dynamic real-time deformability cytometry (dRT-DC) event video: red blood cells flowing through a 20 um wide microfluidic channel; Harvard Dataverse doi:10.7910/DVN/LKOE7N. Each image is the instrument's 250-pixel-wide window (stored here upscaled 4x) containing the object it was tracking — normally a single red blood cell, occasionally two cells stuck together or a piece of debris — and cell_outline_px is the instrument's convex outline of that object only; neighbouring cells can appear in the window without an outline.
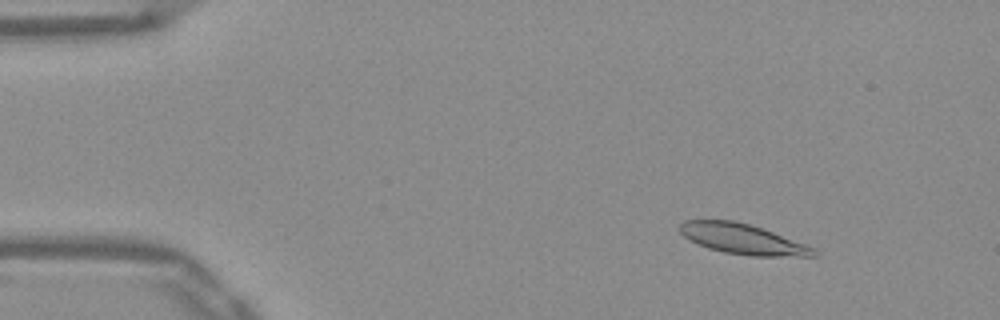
{"species": "Egyptian fruit bat (a non-hibernating species)", "species_latin": "Rousettus aegyptiacus", "temperature_condition": "warm", "stored_images_in_passage": 53, "camera_frame_rate_fps": 3000, "um_per_image_px": 0.085, "frame": {"image": 1, "passage_image": 7, "time_ms": 2.0, "image_size_px": [1000, 320], "cell_outline_px": [[820, 256], [752, 256], [724, 252], [708, 248], [688, 240], [680, 232], [680, 224], [684, 220], [736, 220], [772, 232], [816, 248], [820, 252]], "centroid_in_image_um": [63.14, 20.32], "position_along_channel_um": 21.9, "area_um2": 23.58}}
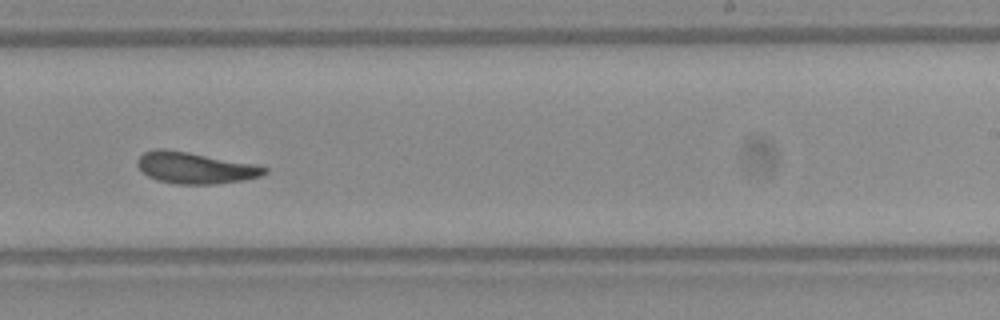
{"frame": {"image": 2, "passage_image": 33, "time_ms": 10.667, "image_size_px": [1000, 320], "cell_outline_px": [[268, 172], [260, 176], [244, 180], [212, 184], [176, 184], [156, 180], [148, 176], [136, 164], [136, 160], [144, 152], [156, 148], [164, 148], [188, 152], [256, 164], [268, 168]], "centroid_in_image_um": [16.58, 14.26], "position_along_channel_um": 272.4, "area_um2": 23.29}}
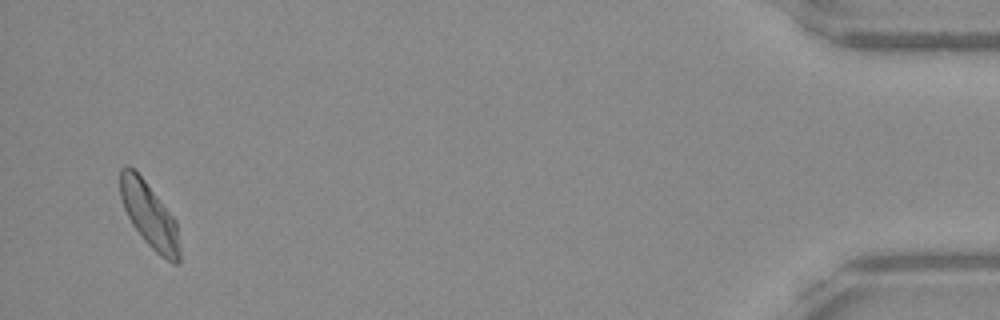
{"frame": {"image": 3, "passage_image": 51, "time_ms": 16.667, "image_size_px": [1000, 320], "cell_outline_px": [[180, 260], [176, 264], [172, 264], [160, 256], [144, 240], [132, 224], [124, 208], [120, 196], [120, 168], [128, 164], [144, 180], [176, 220], [180, 252]], "centroid_in_image_um": [12.7, 18.31], "position_along_channel_um": 422.5, "area_um2": 22.31}, "authors_computed_cell_mechanics": {"area_um2": 23.2934, "velocity_mm_per_s": 3.8588, "shape_relaxation_time_tau1_ms": 8.6438, "shape_relaxation_time_tau2_ms": 2.4467, "deformation_change_tau1": 0.2275, "deformation_change_tau2": 0.096}}